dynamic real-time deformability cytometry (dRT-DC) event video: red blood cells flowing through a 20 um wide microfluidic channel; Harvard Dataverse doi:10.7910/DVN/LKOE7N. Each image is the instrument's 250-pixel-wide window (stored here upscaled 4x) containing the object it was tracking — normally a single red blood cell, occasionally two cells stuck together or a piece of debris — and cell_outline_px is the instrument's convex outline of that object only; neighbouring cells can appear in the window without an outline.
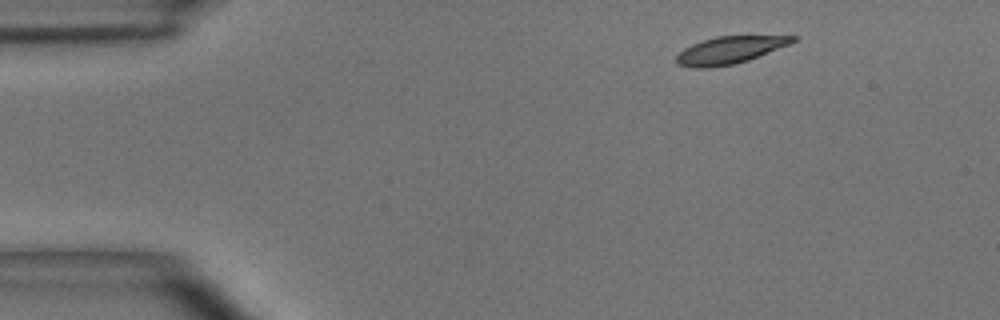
{"species": "common noctule bat (a hibernating species)", "species_latin": "Nyctalus noctula", "temperature_condition": "room temperature", "stored_images_in_passage": 45, "camera_frame_rate_fps": 3000, "um_per_image_px": 0.085, "animal": {"sex": "male", "body_mass_g": 15.6}, "frame": {"image": 1, "passage_image": 1, "time_ms": 0.0, "image_size_px": [1000, 320], "cell_outline_px": [[800, 36], [792, 44], [748, 60], [736, 64], [712, 68], [696, 68], [676, 64], [676, 56], [684, 48], [692, 44], [716, 36]], "centroid_in_image_um": [62.05, 4.27], "position_along_channel_um": 23.0, "area_um2": 18.61}}
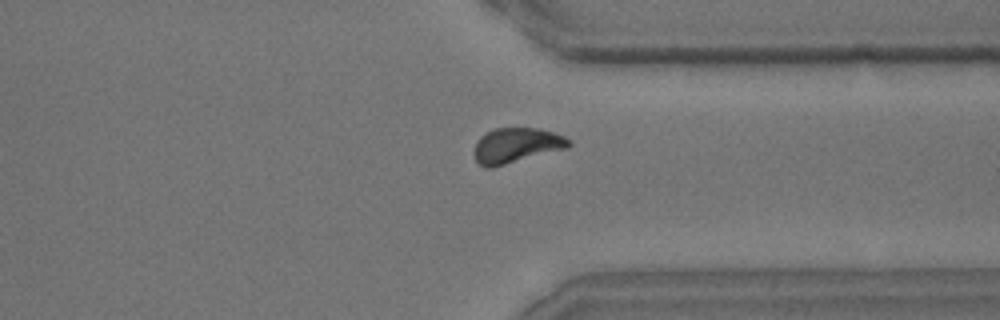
{"frame": {"image": 2, "passage_image": 33, "time_ms": 10.667, "image_size_px": [1000, 320], "cell_outline_px": [[572, 144], [568, 148], [492, 168], [484, 168], [476, 160], [472, 152], [476, 140], [480, 136], [496, 128], [536, 128], [552, 132], [564, 136], [572, 140]], "centroid_in_image_um": [43.88, 12.37], "position_along_channel_um": 367.5, "area_um2": 19.59}}
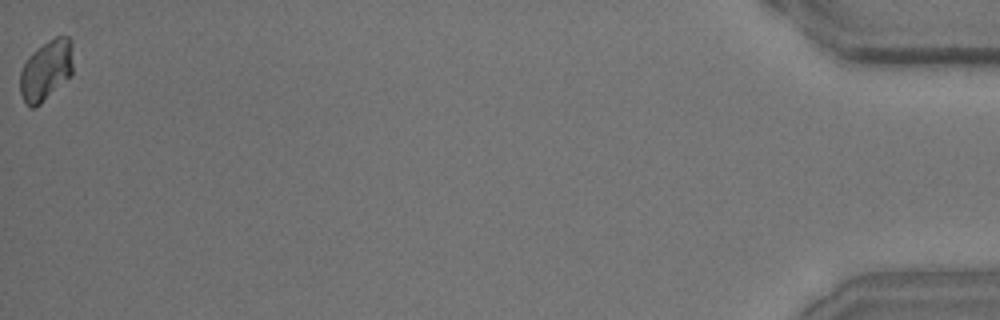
{"frame": {"image": 3, "passage_image": 45, "time_ms": 14.667, "image_size_px": [1000, 320], "cell_outline_px": [[72, 76], [36, 108], [28, 108], [20, 92], [20, 72], [28, 56], [36, 48], [48, 40], [56, 36], [68, 36], [72, 40]], "centroid_in_image_um": [3.93, 5.98], "position_along_channel_um": 431.3, "area_um2": 19.02}, "authors_computed_cell_mechanics": {"area_um2": 19.363, "velocity_mm_per_s": 3.9222, "shape_relaxation_time_tau1_ms": 2.6486, "shape_relaxation_time_tau2_ms": 3.6967, "deformation_change_tau1": 0.1153, "deformation_change_tau2": 0.0831}}